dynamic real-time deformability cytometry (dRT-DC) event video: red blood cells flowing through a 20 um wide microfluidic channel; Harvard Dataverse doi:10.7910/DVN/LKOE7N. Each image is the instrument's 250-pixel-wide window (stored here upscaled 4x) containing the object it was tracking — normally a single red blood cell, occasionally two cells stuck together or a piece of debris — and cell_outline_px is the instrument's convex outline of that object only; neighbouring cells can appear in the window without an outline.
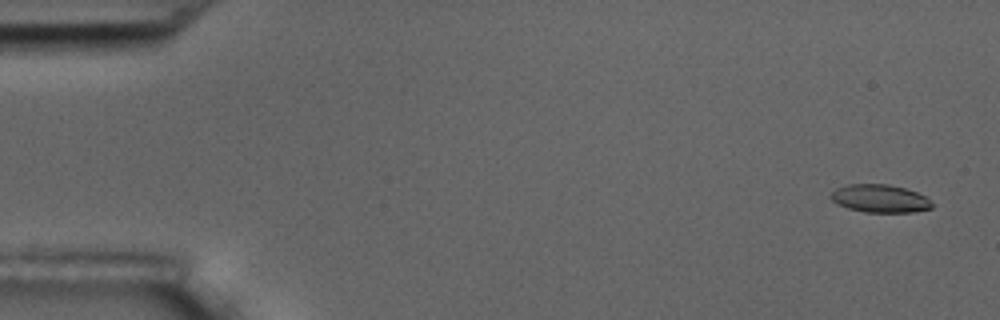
{"species": "common noctule bat (a hibernating species)", "species_latin": "Nyctalus noctula", "temperature_condition": "room temperature", "stored_images_in_passage": 10, "camera_frame_rate_fps": 3000, "um_per_image_px": 0.085, "animal": {"sex": "male", "body_mass_g": 17.5, "forearm_length_mm": 52.3}, "frame": {"image": 1, "passage_image": 1, "time_ms": 0.0, "image_size_px": [1000, 320], "cell_outline_px": [[932, 208], [912, 212], [864, 212], [848, 208], [836, 204], [832, 200], [832, 192], [836, 188], [848, 184], [888, 184], [904, 188], [916, 192], [924, 196], [932, 204]], "centroid_in_image_um": [74.77, 16.87], "position_along_channel_um": 10.2, "area_um2": 16.3}}
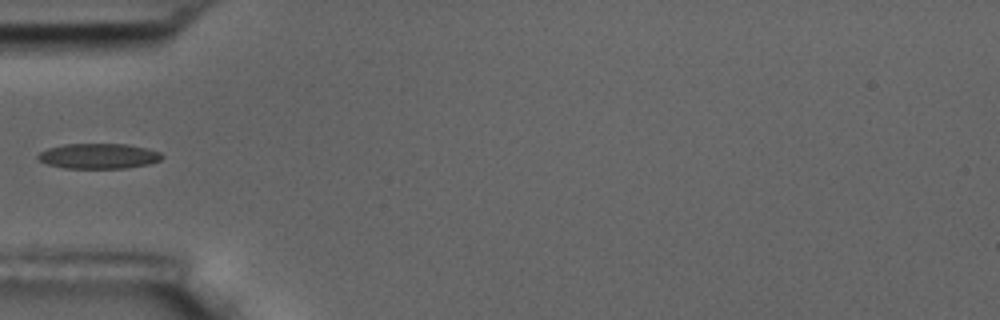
{"frame": {"image": 2, "passage_image": 6, "time_ms": 5.667, "image_size_px": [1000, 320], "cell_outline_px": [[164, 156], [160, 160], [148, 164], [124, 168], [64, 168], [48, 164], [40, 160], [36, 156], [40, 152], [48, 148], [64, 144], [128, 144], [160, 152]], "centroid_in_image_um": [8.37, 13.26], "position_along_channel_um": 76.6, "area_um2": 18.09}}
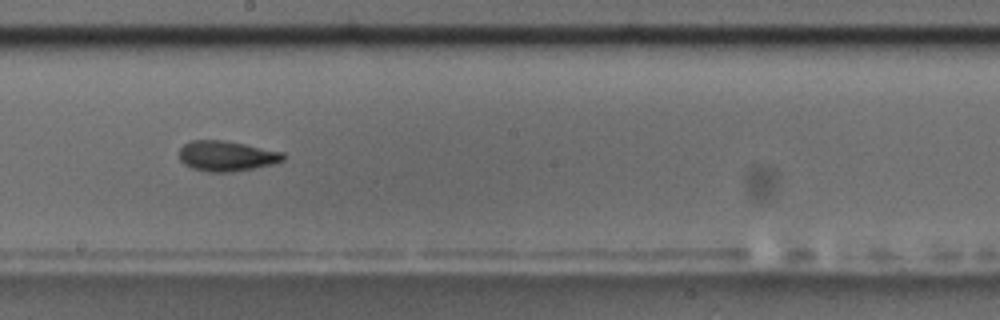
{"frame": {"image": 3, "passage_image": 10, "time_ms": 10.0, "image_size_px": [1000, 320], "cell_outline_px": [[284, 160], [272, 164], [232, 172], [208, 172], [192, 168], [184, 164], [180, 160], [180, 148], [184, 144], [192, 140], [220, 140], [244, 144], [284, 152]], "centroid_in_image_um": [19.24, 13.26], "position_along_channel_um": 229.0, "area_um2": 18.21}}